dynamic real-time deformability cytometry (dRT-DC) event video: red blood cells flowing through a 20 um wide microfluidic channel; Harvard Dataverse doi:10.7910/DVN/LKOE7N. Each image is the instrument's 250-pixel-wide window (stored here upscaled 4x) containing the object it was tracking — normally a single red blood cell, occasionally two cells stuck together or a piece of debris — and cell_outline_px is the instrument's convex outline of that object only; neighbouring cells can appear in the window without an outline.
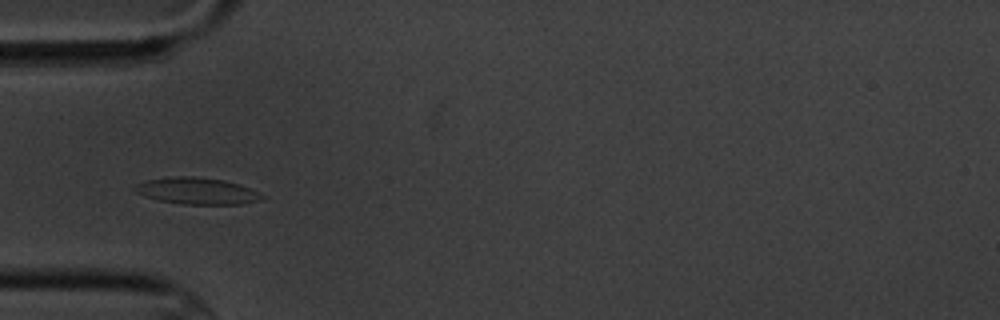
{"species": "common noctule bat (a hibernating species)", "species_latin": "Nyctalus noctula", "temperature_condition": "cold", "stored_images_in_passage": 14, "camera_frame_rate_fps": 3000, "um_per_image_px": 0.085, "animal": {"sex": "male", "body_mass_g": 20.1, "forearm_length_mm": 53.5}, "frame": {"image": 1, "passage_image": 4, "time_ms": 4.333, "image_size_px": [1000, 320], "cell_outline_px": [[268, 196], [260, 200], [240, 204], [180, 204], [160, 200], [144, 196], [136, 192], [132, 188], [136, 184], [148, 180], [172, 176], [192, 176], [224, 180], [240, 184]], "centroid_in_image_um": [16.76, 16.23], "position_along_channel_um": 68.2, "area_um2": 19.77}}
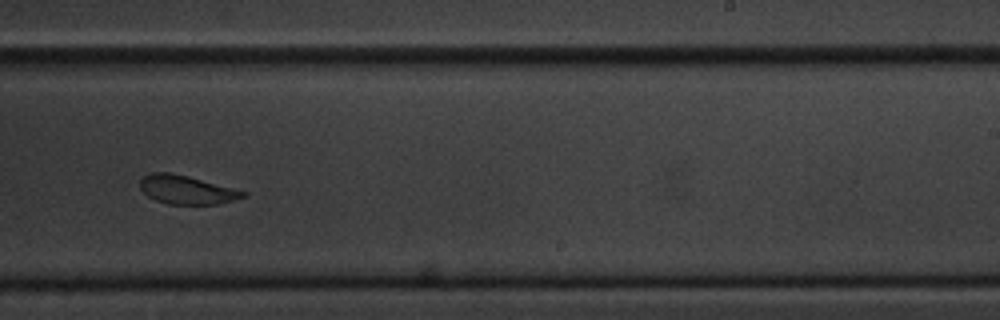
{"frame": {"image": 2, "passage_image": 9, "time_ms": 10.333, "image_size_px": [1000, 320], "cell_outline_px": [[248, 196], [220, 204], [168, 204], [156, 200], [148, 196], [140, 188], [140, 180], [144, 176], [152, 172], [168, 172], [188, 176], [248, 192]], "centroid_in_image_um": [15.89, 16.13], "position_along_channel_um": 273.1, "area_um2": 17.17}}
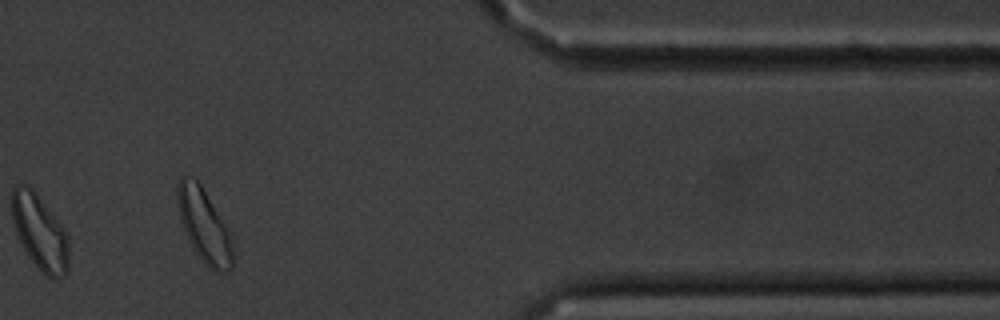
{"frame": {"image": 3, "passage_image": 12, "time_ms": 14.667, "image_size_px": [1000, 320], "cell_outline_px": [[68, 272], [64, 276], [56, 280], [52, 280], [32, 260], [24, 248], [16, 232], [12, 220], [12, 188], [16, 184], [24, 184], [32, 188], [60, 224], [68, 236]], "centroid_in_image_um": [3.39, 19.74], "position_along_channel_um": 408.0, "area_um2": 24.45}, "authors_computed_cell_mechanics": {"area_um2": 19.4786, "velocity_mm_per_s": 3.4171, "shape_relaxation_time_tau1_ms": 1.3025, "shape_relaxation_time_tau2_ms": 1.6532, "deformation_change_tau1": 0.0864, "deformation_change_tau2": 0.0602}}